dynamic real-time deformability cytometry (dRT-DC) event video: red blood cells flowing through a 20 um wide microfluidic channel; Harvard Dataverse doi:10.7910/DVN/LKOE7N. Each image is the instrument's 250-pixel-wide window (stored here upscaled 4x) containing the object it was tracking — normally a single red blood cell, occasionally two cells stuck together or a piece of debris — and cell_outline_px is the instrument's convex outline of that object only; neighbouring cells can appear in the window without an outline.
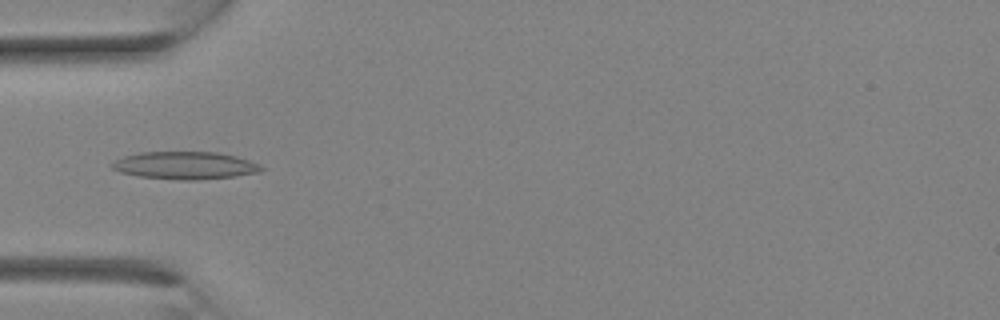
{"species": "Egyptian fruit bat (a non-hibernating species)", "species_latin": "Rousettus aegyptiacus", "temperature_condition": "room temperature", "stored_images_in_passage": 5, "camera_frame_rate_fps": 3000, "um_per_image_px": 0.085, "animal": {"sex": "female"}, "frame": {"image": 1, "passage_image": 2, "time_ms": 0.333, "image_size_px": [1000, 320], "cell_outline_px": [[264, 168], [260, 172], [232, 176], [196, 180], [184, 180], [140, 176], [120, 172], [112, 168], [112, 164], [116, 160], [124, 156], [140, 152], [216, 152], [236, 156], [260, 164]], "centroid_in_image_um": [15.75, 14.05], "position_along_channel_um": 69.3, "area_um2": 23.7}}
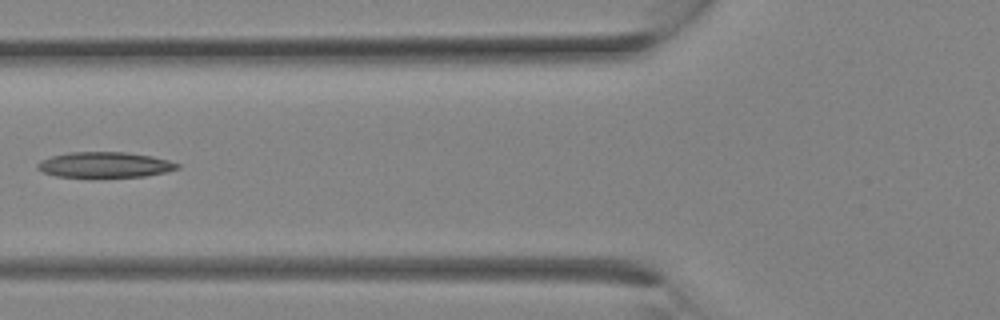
{"frame": {"image": 2, "passage_image": 4, "time_ms": 1.0, "image_size_px": [1000, 320], "cell_outline_px": [[180, 168], [164, 172], [144, 176], [56, 176], [44, 172], [36, 168], [36, 164], [40, 160], [52, 156], [68, 152], [124, 152], [152, 156], [168, 160], [180, 164]], "centroid_in_image_um": [8.89, 13.99], "position_along_channel_um": 116.9, "area_um2": 20.46}}